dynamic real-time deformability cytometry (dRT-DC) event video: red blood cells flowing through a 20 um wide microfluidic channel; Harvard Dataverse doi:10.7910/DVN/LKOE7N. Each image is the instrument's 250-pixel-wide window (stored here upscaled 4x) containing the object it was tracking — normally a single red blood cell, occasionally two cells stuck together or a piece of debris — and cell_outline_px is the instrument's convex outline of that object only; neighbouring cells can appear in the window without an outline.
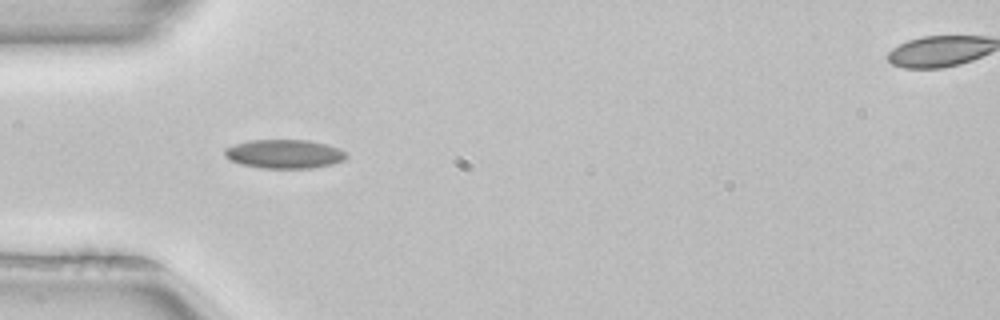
{"species": "common noctule bat (a hibernating species)", "species_latin": "Nyctalus noctula", "temperature_condition": "room temperature", "stored_images_in_passage": 35, "camera_frame_rate_fps": 3000, "um_per_image_px": 0.085, "animal": {"sex": "female", "body_mass_g": 22.7, "forearm_length_mm": 54.2}, "frame": {"image": 1, "passage_image": 1, "time_ms": 0.0, "image_size_px": [1000, 320], "cell_outline_px": [[348, 156], [344, 160], [332, 164], [312, 168], [260, 168], [240, 164], [224, 156], [224, 148], [248, 140], [308, 140], [324, 144], [336, 148], [344, 152]], "centroid_in_image_um": [24.13, 13.09], "position_along_channel_um": 60.9, "area_um2": 20.35}, "authors_computed_cell_mechanics": {"area_um2": 20.1144, "velocity_mm_per_s": 3.941, "shape_relaxation_time_tau1_ms": 6.4362, "shape_relaxation_time_tau2_ms": null, "deformation_change_tau1": 0.0821, "deformation_change_tau2": null}}